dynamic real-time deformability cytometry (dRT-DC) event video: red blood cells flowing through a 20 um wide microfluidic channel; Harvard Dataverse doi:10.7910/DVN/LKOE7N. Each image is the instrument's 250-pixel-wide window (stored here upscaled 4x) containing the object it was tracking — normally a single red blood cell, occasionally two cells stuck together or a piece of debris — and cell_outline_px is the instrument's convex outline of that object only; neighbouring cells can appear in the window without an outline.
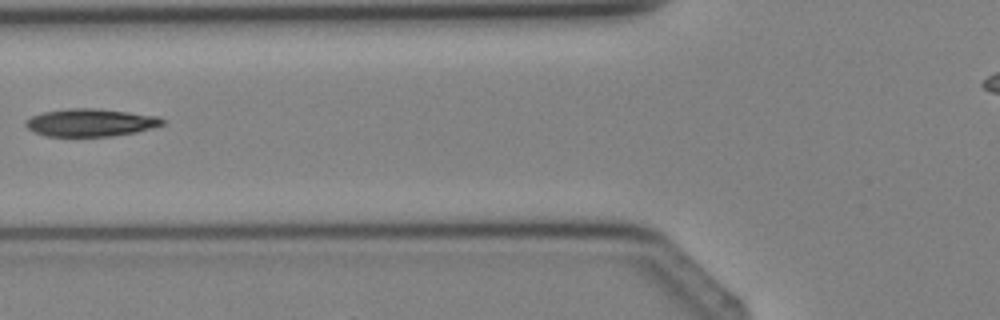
{"species": "Egyptian fruit bat (a non-hibernating species)", "species_latin": "Rousettus aegyptiacus", "temperature_condition": "cold", "stored_images_in_passage": 4, "camera_frame_rate_fps": 3000, "um_per_image_px": 0.085, "animal": {"sex": "female"}, "frame": {"image": 1, "passage_image": 4, "time_ms": 4.333, "image_size_px": [1000, 320], "cell_outline_px": [[164, 124], [152, 128], [136, 132], [112, 136], [44, 136], [32, 132], [24, 124], [24, 120], [32, 116], [44, 112], [68, 108], [96, 108], [128, 112], [156, 116], [164, 120]], "centroid_in_image_um": [7.65, 10.42], "position_along_channel_um": 118.2, "area_um2": 22.08}}